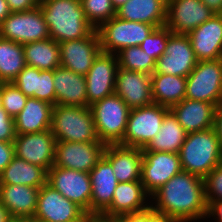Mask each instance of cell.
I'll list each match as a JSON object with an SVG mask.
<instances>
[{"instance_id": "cell-1", "label": "cell", "mask_w": 222, "mask_h": 222, "mask_svg": "<svg viewBox=\"0 0 222 222\" xmlns=\"http://www.w3.org/2000/svg\"><path fill=\"white\" fill-rule=\"evenodd\" d=\"M150 207L178 222L206 220L204 178L181 171L150 196Z\"/></svg>"}, {"instance_id": "cell-2", "label": "cell", "mask_w": 222, "mask_h": 222, "mask_svg": "<svg viewBox=\"0 0 222 222\" xmlns=\"http://www.w3.org/2000/svg\"><path fill=\"white\" fill-rule=\"evenodd\" d=\"M39 6L50 38L58 44L85 38L95 30L86 19L81 0H44Z\"/></svg>"}, {"instance_id": "cell-3", "label": "cell", "mask_w": 222, "mask_h": 222, "mask_svg": "<svg viewBox=\"0 0 222 222\" xmlns=\"http://www.w3.org/2000/svg\"><path fill=\"white\" fill-rule=\"evenodd\" d=\"M178 154L182 171L202 178L222 163V147L213 128L188 133Z\"/></svg>"}, {"instance_id": "cell-4", "label": "cell", "mask_w": 222, "mask_h": 222, "mask_svg": "<svg viewBox=\"0 0 222 222\" xmlns=\"http://www.w3.org/2000/svg\"><path fill=\"white\" fill-rule=\"evenodd\" d=\"M50 129L56 141H100L90 107L54 105Z\"/></svg>"}, {"instance_id": "cell-5", "label": "cell", "mask_w": 222, "mask_h": 222, "mask_svg": "<svg viewBox=\"0 0 222 222\" xmlns=\"http://www.w3.org/2000/svg\"><path fill=\"white\" fill-rule=\"evenodd\" d=\"M89 107L100 142L105 145L120 144L131 110L128 105L114 93Z\"/></svg>"}, {"instance_id": "cell-6", "label": "cell", "mask_w": 222, "mask_h": 222, "mask_svg": "<svg viewBox=\"0 0 222 222\" xmlns=\"http://www.w3.org/2000/svg\"><path fill=\"white\" fill-rule=\"evenodd\" d=\"M185 98L215 106L222 102V58L197 62L186 77Z\"/></svg>"}, {"instance_id": "cell-7", "label": "cell", "mask_w": 222, "mask_h": 222, "mask_svg": "<svg viewBox=\"0 0 222 222\" xmlns=\"http://www.w3.org/2000/svg\"><path fill=\"white\" fill-rule=\"evenodd\" d=\"M154 29L151 24L127 21L115 16L104 22L97 31L102 52L116 54L123 48L139 46Z\"/></svg>"}, {"instance_id": "cell-8", "label": "cell", "mask_w": 222, "mask_h": 222, "mask_svg": "<svg viewBox=\"0 0 222 222\" xmlns=\"http://www.w3.org/2000/svg\"><path fill=\"white\" fill-rule=\"evenodd\" d=\"M169 108L159 104L130 110L125 135L120 145L144 148L158 133Z\"/></svg>"}, {"instance_id": "cell-9", "label": "cell", "mask_w": 222, "mask_h": 222, "mask_svg": "<svg viewBox=\"0 0 222 222\" xmlns=\"http://www.w3.org/2000/svg\"><path fill=\"white\" fill-rule=\"evenodd\" d=\"M0 37L22 45L50 38L41 8L11 14L0 25Z\"/></svg>"}, {"instance_id": "cell-10", "label": "cell", "mask_w": 222, "mask_h": 222, "mask_svg": "<svg viewBox=\"0 0 222 222\" xmlns=\"http://www.w3.org/2000/svg\"><path fill=\"white\" fill-rule=\"evenodd\" d=\"M47 184L90 213L92 187L89 173L52 166L47 171Z\"/></svg>"}, {"instance_id": "cell-11", "label": "cell", "mask_w": 222, "mask_h": 222, "mask_svg": "<svg viewBox=\"0 0 222 222\" xmlns=\"http://www.w3.org/2000/svg\"><path fill=\"white\" fill-rule=\"evenodd\" d=\"M197 62L188 36L171 33L165 52L157 59L153 73L187 77Z\"/></svg>"}, {"instance_id": "cell-12", "label": "cell", "mask_w": 222, "mask_h": 222, "mask_svg": "<svg viewBox=\"0 0 222 222\" xmlns=\"http://www.w3.org/2000/svg\"><path fill=\"white\" fill-rule=\"evenodd\" d=\"M86 212L65 198L49 184L39 188L37 207L33 220L49 222H82Z\"/></svg>"}, {"instance_id": "cell-13", "label": "cell", "mask_w": 222, "mask_h": 222, "mask_svg": "<svg viewBox=\"0 0 222 222\" xmlns=\"http://www.w3.org/2000/svg\"><path fill=\"white\" fill-rule=\"evenodd\" d=\"M105 146L100 141H56L53 166L89 173L102 158Z\"/></svg>"}, {"instance_id": "cell-14", "label": "cell", "mask_w": 222, "mask_h": 222, "mask_svg": "<svg viewBox=\"0 0 222 222\" xmlns=\"http://www.w3.org/2000/svg\"><path fill=\"white\" fill-rule=\"evenodd\" d=\"M141 183L151 196L182 171L178 153L142 151Z\"/></svg>"}, {"instance_id": "cell-15", "label": "cell", "mask_w": 222, "mask_h": 222, "mask_svg": "<svg viewBox=\"0 0 222 222\" xmlns=\"http://www.w3.org/2000/svg\"><path fill=\"white\" fill-rule=\"evenodd\" d=\"M116 54L101 52L85 75L87 107L114 94L117 70Z\"/></svg>"}, {"instance_id": "cell-16", "label": "cell", "mask_w": 222, "mask_h": 222, "mask_svg": "<svg viewBox=\"0 0 222 222\" xmlns=\"http://www.w3.org/2000/svg\"><path fill=\"white\" fill-rule=\"evenodd\" d=\"M56 139L51 129L31 134H16L15 155L48 171L55 159Z\"/></svg>"}, {"instance_id": "cell-17", "label": "cell", "mask_w": 222, "mask_h": 222, "mask_svg": "<svg viewBox=\"0 0 222 222\" xmlns=\"http://www.w3.org/2000/svg\"><path fill=\"white\" fill-rule=\"evenodd\" d=\"M59 47L60 66L84 76L102 52L97 29L85 38L61 42Z\"/></svg>"}, {"instance_id": "cell-18", "label": "cell", "mask_w": 222, "mask_h": 222, "mask_svg": "<svg viewBox=\"0 0 222 222\" xmlns=\"http://www.w3.org/2000/svg\"><path fill=\"white\" fill-rule=\"evenodd\" d=\"M214 15L200 0H171L165 26L174 34L187 35Z\"/></svg>"}, {"instance_id": "cell-19", "label": "cell", "mask_w": 222, "mask_h": 222, "mask_svg": "<svg viewBox=\"0 0 222 222\" xmlns=\"http://www.w3.org/2000/svg\"><path fill=\"white\" fill-rule=\"evenodd\" d=\"M117 94L130 109L153 104L151 75L118 68L115 81Z\"/></svg>"}, {"instance_id": "cell-20", "label": "cell", "mask_w": 222, "mask_h": 222, "mask_svg": "<svg viewBox=\"0 0 222 222\" xmlns=\"http://www.w3.org/2000/svg\"><path fill=\"white\" fill-rule=\"evenodd\" d=\"M198 61L222 58V18L215 14L187 34Z\"/></svg>"}, {"instance_id": "cell-21", "label": "cell", "mask_w": 222, "mask_h": 222, "mask_svg": "<svg viewBox=\"0 0 222 222\" xmlns=\"http://www.w3.org/2000/svg\"><path fill=\"white\" fill-rule=\"evenodd\" d=\"M103 157L111 164L118 182L141 180V148L110 144L105 146Z\"/></svg>"}, {"instance_id": "cell-22", "label": "cell", "mask_w": 222, "mask_h": 222, "mask_svg": "<svg viewBox=\"0 0 222 222\" xmlns=\"http://www.w3.org/2000/svg\"><path fill=\"white\" fill-rule=\"evenodd\" d=\"M150 195L141 181L119 182L111 205L103 212L108 216L140 213L150 208ZM149 201V202H148Z\"/></svg>"}, {"instance_id": "cell-23", "label": "cell", "mask_w": 222, "mask_h": 222, "mask_svg": "<svg viewBox=\"0 0 222 222\" xmlns=\"http://www.w3.org/2000/svg\"><path fill=\"white\" fill-rule=\"evenodd\" d=\"M89 175L92 187L90 213H103L111 205L119 182L111 164L103 156Z\"/></svg>"}, {"instance_id": "cell-24", "label": "cell", "mask_w": 222, "mask_h": 222, "mask_svg": "<svg viewBox=\"0 0 222 222\" xmlns=\"http://www.w3.org/2000/svg\"><path fill=\"white\" fill-rule=\"evenodd\" d=\"M54 70H39L26 65L12 83L27 97H33L56 105Z\"/></svg>"}, {"instance_id": "cell-25", "label": "cell", "mask_w": 222, "mask_h": 222, "mask_svg": "<svg viewBox=\"0 0 222 222\" xmlns=\"http://www.w3.org/2000/svg\"><path fill=\"white\" fill-rule=\"evenodd\" d=\"M215 107L212 103L185 98L170 111L188 134L213 128Z\"/></svg>"}, {"instance_id": "cell-26", "label": "cell", "mask_w": 222, "mask_h": 222, "mask_svg": "<svg viewBox=\"0 0 222 222\" xmlns=\"http://www.w3.org/2000/svg\"><path fill=\"white\" fill-rule=\"evenodd\" d=\"M56 104L63 106L87 107L85 76L59 66L54 69Z\"/></svg>"}, {"instance_id": "cell-27", "label": "cell", "mask_w": 222, "mask_h": 222, "mask_svg": "<svg viewBox=\"0 0 222 222\" xmlns=\"http://www.w3.org/2000/svg\"><path fill=\"white\" fill-rule=\"evenodd\" d=\"M39 188L21 184H0V202L11 217L32 218L37 207Z\"/></svg>"}, {"instance_id": "cell-28", "label": "cell", "mask_w": 222, "mask_h": 222, "mask_svg": "<svg viewBox=\"0 0 222 222\" xmlns=\"http://www.w3.org/2000/svg\"><path fill=\"white\" fill-rule=\"evenodd\" d=\"M118 18L151 24L155 28L165 26L167 3L164 0H129L116 10Z\"/></svg>"}, {"instance_id": "cell-29", "label": "cell", "mask_w": 222, "mask_h": 222, "mask_svg": "<svg viewBox=\"0 0 222 222\" xmlns=\"http://www.w3.org/2000/svg\"><path fill=\"white\" fill-rule=\"evenodd\" d=\"M53 105L28 97L23 110L14 118L16 134H31L51 128Z\"/></svg>"}, {"instance_id": "cell-30", "label": "cell", "mask_w": 222, "mask_h": 222, "mask_svg": "<svg viewBox=\"0 0 222 222\" xmlns=\"http://www.w3.org/2000/svg\"><path fill=\"white\" fill-rule=\"evenodd\" d=\"M187 133L169 111L162 122L160 130L141 151L179 153Z\"/></svg>"}, {"instance_id": "cell-31", "label": "cell", "mask_w": 222, "mask_h": 222, "mask_svg": "<svg viewBox=\"0 0 222 222\" xmlns=\"http://www.w3.org/2000/svg\"><path fill=\"white\" fill-rule=\"evenodd\" d=\"M151 90L153 103L170 109L185 99L186 77L152 73Z\"/></svg>"}, {"instance_id": "cell-32", "label": "cell", "mask_w": 222, "mask_h": 222, "mask_svg": "<svg viewBox=\"0 0 222 222\" xmlns=\"http://www.w3.org/2000/svg\"><path fill=\"white\" fill-rule=\"evenodd\" d=\"M47 183V171L16 155L0 174V184H21L40 188Z\"/></svg>"}, {"instance_id": "cell-33", "label": "cell", "mask_w": 222, "mask_h": 222, "mask_svg": "<svg viewBox=\"0 0 222 222\" xmlns=\"http://www.w3.org/2000/svg\"><path fill=\"white\" fill-rule=\"evenodd\" d=\"M26 65L39 70H54L60 66L59 44L49 38L23 45Z\"/></svg>"}, {"instance_id": "cell-34", "label": "cell", "mask_w": 222, "mask_h": 222, "mask_svg": "<svg viewBox=\"0 0 222 222\" xmlns=\"http://www.w3.org/2000/svg\"><path fill=\"white\" fill-rule=\"evenodd\" d=\"M26 66L23 45L0 37V83H10Z\"/></svg>"}, {"instance_id": "cell-35", "label": "cell", "mask_w": 222, "mask_h": 222, "mask_svg": "<svg viewBox=\"0 0 222 222\" xmlns=\"http://www.w3.org/2000/svg\"><path fill=\"white\" fill-rule=\"evenodd\" d=\"M116 57L119 67L125 70L151 75L156 67V60L144 53L139 46L123 48L116 53Z\"/></svg>"}, {"instance_id": "cell-36", "label": "cell", "mask_w": 222, "mask_h": 222, "mask_svg": "<svg viewBox=\"0 0 222 222\" xmlns=\"http://www.w3.org/2000/svg\"><path fill=\"white\" fill-rule=\"evenodd\" d=\"M81 5L86 19L95 29L116 16L111 0H81Z\"/></svg>"}, {"instance_id": "cell-37", "label": "cell", "mask_w": 222, "mask_h": 222, "mask_svg": "<svg viewBox=\"0 0 222 222\" xmlns=\"http://www.w3.org/2000/svg\"><path fill=\"white\" fill-rule=\"evenodd\" d=\"M2 108L15 118L24 108L28 97L12 82L1 83Z\"/></svg>"}, {"instance_id": "cell-38", "label": "cell", "mask_w": 222, "mask_h": 222, "mask_svg": "<svg viewBox=\"0 0 222 222\" xmlns=\"http://www.w3.org/2000/svg\"><path fill=\"white\" fill-rule=\"evenodd\" d=\"M171 33L166 26L157 27L147 36L139 47L144 53L157 61V59L164 54L168 37Z\"/></svg>"}, {"instance_id": "cell-39", "label": "cell", "mask_w": 222, "mask_h": 222, "mask_svg": "<svg viewBox=\"0 0 222 222\" xmlns=\"http://www.w3.org/2000/svg\"><path fill=\"white\" fill-rule=\"evenodd\" d=\"M204 188L206 201L222 199V163L204 178Z\"/></svg>"}, {"instance_id": "cell-40", "label": "cell", "mask_w": 222, "mask_h": 222, "mask_svg": "<svg viewBox=\"0 0 222 222\" xmlns=\"http://www.w3.org/2000/svg\"><path fill=\"white\" fill-rule=\"evenodd\" d=\"M15 137L14 118L0 108V141L14 142Z\"/></svg>"}, {"instance_id": "cell-41", "label": "cell", "mask_w": 222, "mask_h": 222, "mask_svg": "<svg viewBox=\"0 0 222 222\" xmlns=\"http://www.w3.org/2000/svg\"><path fill=\"white\" fill-rule=\"evenodd\" d=\"M15 156L14 142L0 141V174Z\"/></svg>"}, {"instance_id": "cell-42", "label": "cell", "mask_w": 222, "mask_h": 222, "mask_svg": "<svg viewBox=\"0 0 222 222\" xmlns=\"http://www.w3.org/2000/svg\"><path fill=\"white\" fill-rule=\"evenodd\" d=\"M11 12H22L34 9L39 5L36 0H6Z\"/></svg>"}, {"instance_id": "cell-43", "label": "cell", "mask_w": 222, "mask_h": 222, "mask_svg": "<svg viewBox=\"0 0 222 222\" xmlns=\"http://www.w3.org/2000/svg\"><path fill=\"white\" fill-rule=\"evenodd\" d=\"M214 217L215 222H222V199L207 201L206 219Z\"/></svg>"}, {"instance_id": "cell-44", "label": "cell", "mask_w": 222, "mask_h": 222, "mask_svg": "<svg viewBox=\"0 0 222 222\" xmlns=\"http://www.w3.org/2000/svg\"><path fill=\"white\" fill-rule=\"evenodd\" d=\"M213 129L222 147V102L215 107Z\"/></svg>"}, {"instance_id": "cell-45", "label": "cell", "mask_w": 222, "mask_h": 222, "mask_svg": "<svg viewBox=\"0 0 222 222\" xmlns=\"http://www.w3.org/2000/svg\"><path fill=\"white\" fill-rule=\"evenodd\" d=\"M112 222H146V211L140 213L112 216Z\"/></svg>"}, {"instance_id": "cell-46", "label": "cell", "mask_w": 222, "mask_h": 222, "mask_svg": "<svg viewBox=\"0 0 222 222\" xmlns=\"http://www.w3.org/2000/svg\"><path fill=\"white\" fill-rule=\"evenodd\" d=\"M146 222H178L177 220L155 212L151 207L146 210Z\"/></svg>"}, {"instance_id": "cell-47", "label": "cell", "mask_w": 222, "mask_h": 222, "mask_svg": "<svg viewBox=\"0 0 222 222\" xmlns=\"http://www.w3.org/2000/svg\"><path fill=\"white\" fill-rule=\"evenodd\" d=\"M82 222H112V216L103 213H86Z\"/></svg>"}, {"instance_id": "cell-48", "label": "cell", "mask_w": 222, "mask_h": 222, "mask_svg": "<svg viewBox=\"0 0 222 222\" xmlns=\"http://www.w3.org/2000/svg\"><path fill=\"white\" fill-rule=\"evenodd\" d=\"M207 6L214 14L222 13V0H200Z\"/></svg>"}, {"instance_id": "cell-49", "label": "cell", "mask_w": 222, "mask_h": 222, "mask_svg": "<svg viewBox=\"0 0 222 222\" xmlns=\"http://www.w3.org/2000/svg\"><path fill=\"white\" fill-rule=\"evenodd\" d=\"M11 14V10L6 0H0V25Z\"/></svg>"}, {"instance_id": "cell-50", "label": "cell", "mask_w": 222, "mask_h": 222, "mask_svg": "<svg viewBox=\"0 0 222 222\" xmlns=\"http://www.w3.org/2000/svg\"><path fill=\"white\" fill-rule=\"evenodd\" d=\"M11 218L6 207L0 202V222H8Z\"/></svg>"}, {"instance_id": "cell-51", "label": "cell", "mask_w": 222, "mask_h": 222, "mask_svg": "<svg viewBox=\"0 0 222 222\" xmlns=\"http://www.w3.org/2000/svg\"><path fill=\"white\" fill-rule=\"evenodd\" d=\"M8 222H33L32 218L12 217Z\"/></svg>"}, {"instance_id": "cell-52", "label": "cell", "mask_w": 222, "mask_h": 222, "mask_svg": "<svg viewBox=\"0 0 222 222\" xmlns=\"http://www.w3.org/2000/svg\"><path fill=\"white\" fill-rule=\"evenodd\" d=\"M112 1V5L114 6V8L117 10L119 9L122 5H124L126 2H128L129 0H111Z\"/></svg>"}, {"instance_id": "cell-53", "label": "cell", "mask_w": 222, "mask_h": 222, "mask_svg": "<svg viewBox=\"0 0 222 222\" xmlns=\"http://www.w3.org/2000/svg\"><path fill=\"white\" fill-rule=\"evenodd\" d=\"M1 100H2V94H1V83H0V108H2Z\"/></svg>"}, {"instance_id": "cell-54", "label": "cell", "mask_w": 222, "mask_h": 222, "mask_svg": "<svg viewBox=\"0 0 222 222\" xmlns=\"http://www.w3.org/2000/svg\"><path fill=\"white\" fill-rule=\"evenodd\" d=\"M33 222H49V221H43V220H33Z\"/></svg>"}]
</instances>
